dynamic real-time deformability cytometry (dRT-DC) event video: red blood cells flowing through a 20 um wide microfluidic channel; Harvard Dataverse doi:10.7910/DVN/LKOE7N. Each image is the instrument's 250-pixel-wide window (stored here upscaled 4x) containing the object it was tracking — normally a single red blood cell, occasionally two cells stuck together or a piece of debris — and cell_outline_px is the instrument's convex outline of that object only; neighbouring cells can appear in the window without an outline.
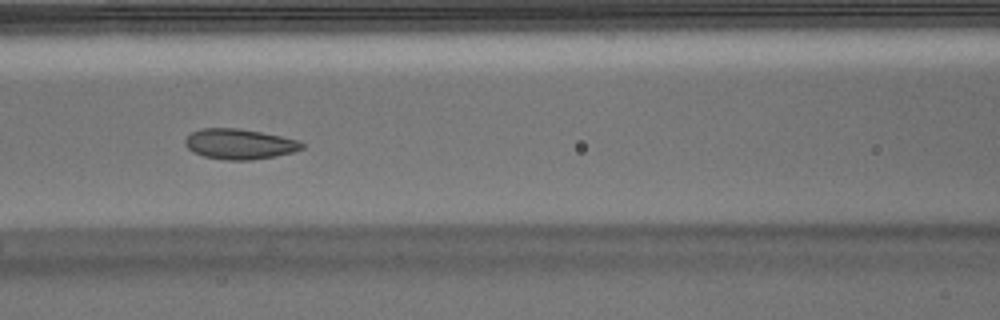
{"species": "Egyptian fruit bat (a non-hibernating species)", "species_latin": "Rousettus aegyptiacus", "temperature_condition": "warm", "stored_images_in_passage": 23, "camera_frame_rate_fps": 3000, "um_per_image_px": 0.085, "animal": {"sex": "male"}, "frame": {"image": 1, "passage_image": 23, "time_ms": 7.333, "image_size_px": [1000, 320], "cell_outline_px": [[304, 148], [292, 152], [276, 156], [252, 160], [224, 160], [204, 156], [192, 152], [184, 144], [184, 140], [192, 132], [200, 128], [240, 128], [300, 140], [304, 144]], "centroid_in_image_um": [20.35, 12.24], "position_along_channel_um": 146.3, "area_um2": 20.75}}